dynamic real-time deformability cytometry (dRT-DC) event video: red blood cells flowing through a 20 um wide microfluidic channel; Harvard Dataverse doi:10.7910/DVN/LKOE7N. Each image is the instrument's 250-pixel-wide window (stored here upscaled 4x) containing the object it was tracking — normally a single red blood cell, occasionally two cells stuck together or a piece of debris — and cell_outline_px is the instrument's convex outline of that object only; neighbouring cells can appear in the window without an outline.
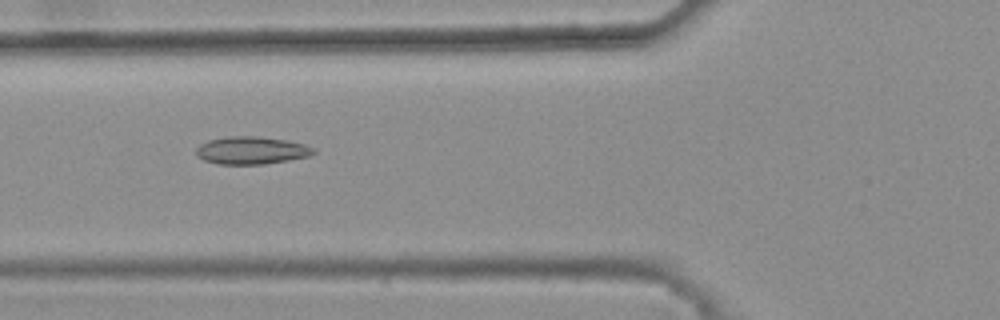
{"species": "common noctule bat (a hibernating species)", "species_latin": "Nyctalus noctula", "temperature_condition": "warm", "stored_images_in_passage": 37, "camera_frame_rate_fps": 3000, "um_per_image_px": 0.085, "animal": {"sex": "female", "body_mass_g": 25.1}, "frame": {"image": 1, "passage_image": 16, "time_ms": 5.0, "image_size_px": [1000, 320], "cell_outline_px": [[316, 152], [308, 156], [288, 160], [264, 164], [220, 164], [204, 160], [196, 156], [196, 148], [200, 144], [208, 140], [228, 136], [256, 136], [288, 140], [304, 144], [316, 148]], "centroid_in_image_um": [21.37, 12.77], "position_along_channel_um": 104.4, "area_um2": 18.96}}
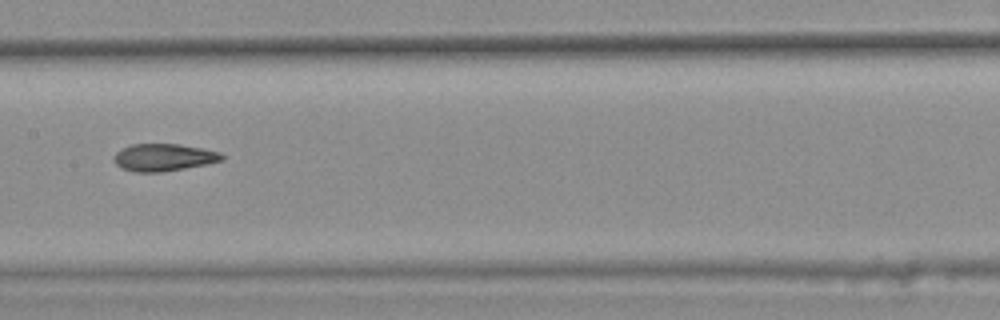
{"frame": {"image": 2, "passage_image": 23, "time_ms": 7.333, "image_size_px": [1000, 320], "cell_outline_px": [[224, 160], [208, 164], [160, 172], [136, 172], [120, 168], [112, 160], [112, 156], [116, 152], [132, 144], [180, 144], [204, 148], [220, 152], [224, 156]], "centroid_in_image_um": [13.92, 13.38], "position_along_channel_um": 193.5, "area_um2": 17.34}}
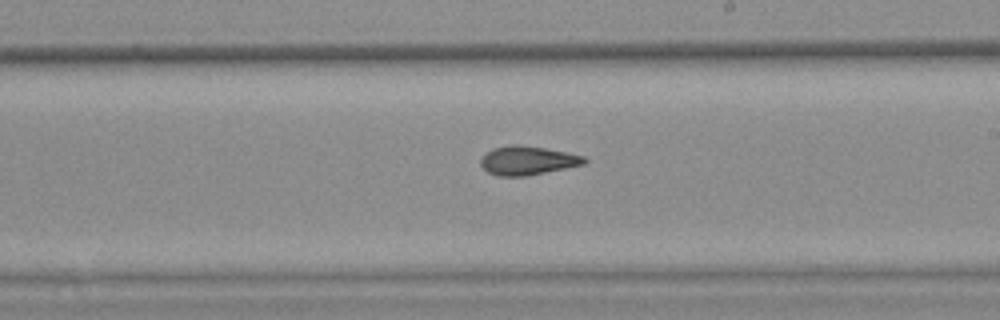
{"frame": {"image": 3, "passage_image": 27, "time_ms": 8.667, "image_size_px": [1000, 320], "cell_outline_px": [[588, 160], [584, 164], [524, 176], [500, 176], [488, 172], [480, 164], [480, 160], [484, 152], [492, 148], [512, 144], [516, 144], [544, 148], [568, 152], [584, 156]], "centroid_in_image_um": [44.81, 13.62], "position_along_channel_um": 244.2, "area_um2": 17.34}, "authors_computed_cell_mechanics": {"area_um2": 17.7446, "velocity_mm_per_s": 3.8094, "shape_relaxation_time_tau1_ms": null, "shape_relaxation_time_tau2_ms": 3.7045, "deformation_change_tau1": null, "deformation_change_tau2": 0.0937}}